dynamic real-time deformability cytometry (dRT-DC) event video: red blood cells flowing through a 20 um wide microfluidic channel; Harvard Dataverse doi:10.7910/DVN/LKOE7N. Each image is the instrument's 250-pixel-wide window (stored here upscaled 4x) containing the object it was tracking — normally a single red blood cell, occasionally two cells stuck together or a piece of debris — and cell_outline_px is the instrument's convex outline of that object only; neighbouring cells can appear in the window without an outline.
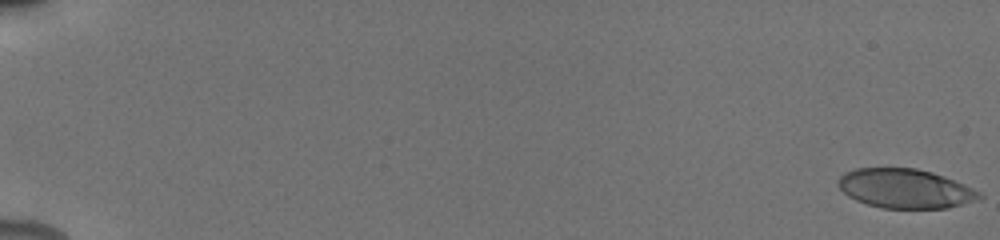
{"species": "human", "species_latin": "Homo sapiens", "temperature_condition": "cold", "stored_images_in_passage": 38, "camera_frame_rate_fps": 3000, "um_per_image_px": 0.085, "donor": {"sex": "male"}, "frame": {"image": 1, "passage_image": 1, "time_ms": 0.0, "image_size_px": [1000, 240], "cell_outline_px": [[984, 196], [976, 200], [948, 208], [880, 208], [856, 200], [848, 196], [836, 184], [836, 180], [844, 172], [856, 168], [916, 168], [932, 172], [944, 176], [972, 188], [980, 192]], "centroid_in_image_um": [76.91, 16.02], "position_along_channel_um": 8.1, "area_um2": 32.31}}
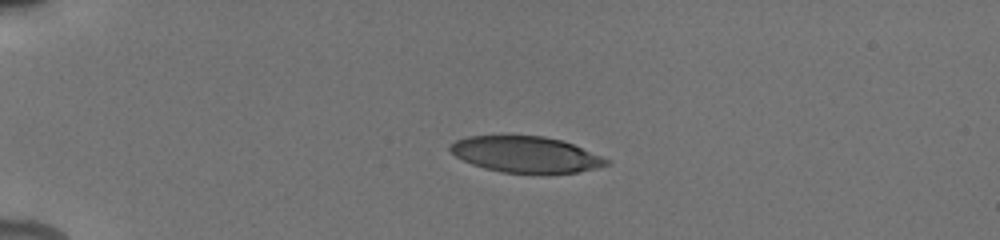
{"frame": {"image": 2, "passage_image": 26, "time_ms": 4.667, "image_size_px": [1000, 240], "cell_outline_px": [[612, 164], [596, 168], [576, 172], [536, 176], [500, 172], [484, 168], [472, 164], [456, 156], [448, 148], [448, 144], [456, 140], [468, 136], [544, 136], [560, 140], [572, 144], [612, 160]], "centroid_in_image_um": [44.72, 13.17], "position_along_channel_um": 40.3, "area_um2": 33.58}}